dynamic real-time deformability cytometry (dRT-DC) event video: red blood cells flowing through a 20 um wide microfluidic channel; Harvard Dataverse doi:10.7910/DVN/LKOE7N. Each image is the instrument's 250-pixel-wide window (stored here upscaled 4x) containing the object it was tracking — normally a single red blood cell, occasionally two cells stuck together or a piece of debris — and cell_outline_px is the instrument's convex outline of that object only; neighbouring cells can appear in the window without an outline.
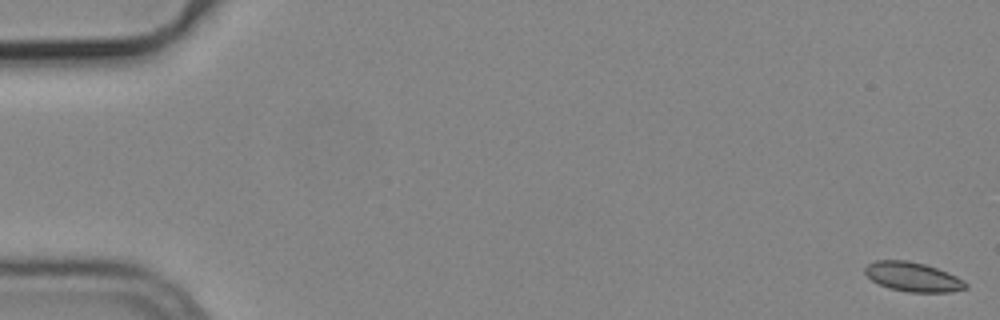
{"species": "common noctule bat (a hibernating species)", "species_latin": "Nyctalus noctula", "temperature_condition": "cold", "stored_images_in_passage": 34, "camera_frame_rate_fps": 3000, "um_per_image_px": 0.085, "animal": {"sex": "male", "body_mass_g": 19.2, "forearm_length_mm": 51.8}, "frame": {"image": 1, "passage_image": 1, "time_ms": 0.0, "image_size_px": [1000, 320], "cell_outline_px": [[968, 288], [952, 292], [908, 292], [888, 288], [872, 280], [864, 272], [864, 268], [868, 264], [876, 260], [908, 260], [924, 264], [936, 268], [956, 276], [964, 280], [968, 284]], "centroid_in_image_um": [77.61, 23.54], "position_along_channel_um": 7.4, "area_um2": 17.22}}
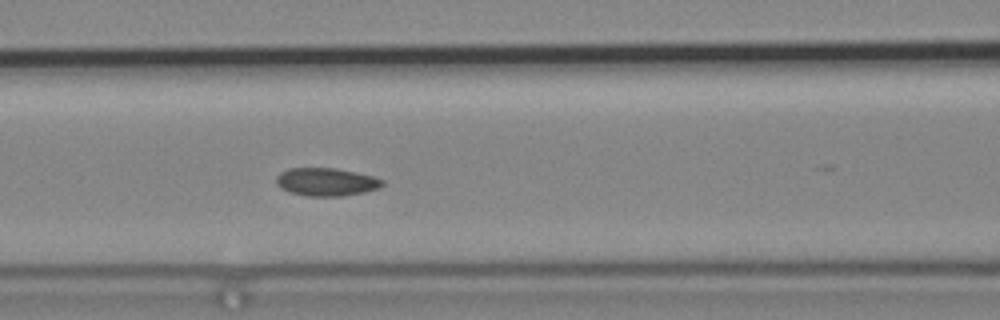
{"frame": {"image": 2, "passage_image": 24, "time_ms": 7.667, "image_size_px": [1000, 320], "cell_outline_px": [[384, 184], [380, 188], [364, 192], [340, 196], [308, 196], [288, 192], [280, 188], [276, 184], [276, 176], [280, 172], [288, 168], [336, 168], [356, 172], [372, 176], [384, 180]], "centroid_in_image_um": [27.71, 15.46], "position_along_channel_um": 138.9, "area_um2": 17.46}}
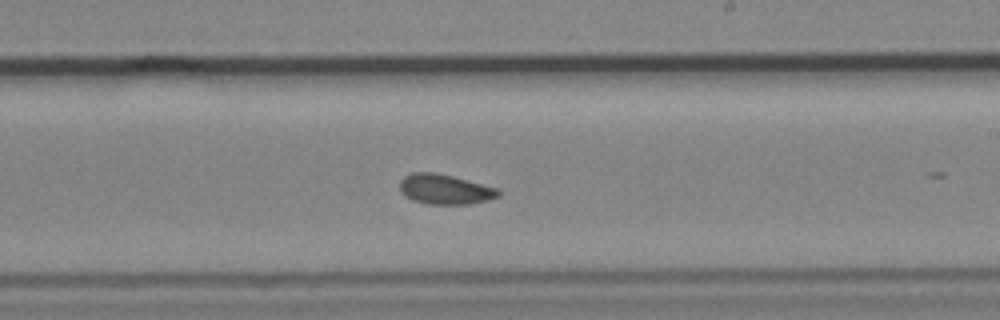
{"frame": {"image": 3, "passage_image": 33, "time_ms": 10.667, "image_size_px": [1000, 320], "cell_outline_px": [[500, 196], [468, 204], [428, 204], [412, 200], [404, 196], [400, 192], [400, 180], [404, 176], [412, 172], [436, 172], [452, 176], [496, 188], [500, 192]], "centroid_in_image_um": [37.75, 16.08], "position_along_channel_um": 251.3, "area_um2": 17.11}}